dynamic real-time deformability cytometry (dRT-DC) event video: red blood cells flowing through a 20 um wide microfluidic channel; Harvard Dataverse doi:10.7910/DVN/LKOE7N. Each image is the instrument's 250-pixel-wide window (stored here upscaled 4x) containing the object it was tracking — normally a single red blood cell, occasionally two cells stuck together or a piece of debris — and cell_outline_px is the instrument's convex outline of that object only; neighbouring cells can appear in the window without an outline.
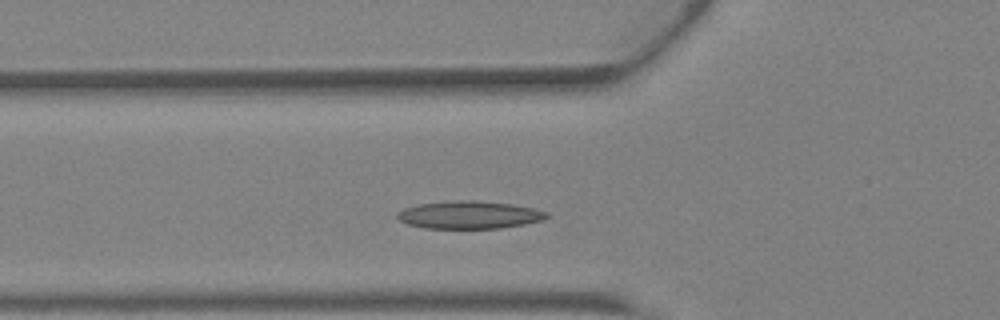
{"species": "Egyptian fruit bat (a non-hibernating species)", "species_latin": "Rousettus aegyptiacus", "temperature_condition": "warm", "stored_images_in_passage": 29, "camera_frame_rate_fps": 3000, "um_per_image_px": 0.085, "animal": {"sex": "female"}, "frame": {"image": 1, "passage_image": 8, "time_ms": 2.333, "image_size_px": [1000, 320], "cell_outline_px": [[552, 216], [544, 220], [524, 224], [500, 228], [424, 228], [408, 224], [400, 220], [396, 216], [396, 212], [404, 208], [416, 204], [452, 200], [472, 200], [512, 204], [532, 208], [548, 212]], "centroid_in_image_um": [39.89, 18.26], "position_along_channel_um": 85.9, "area_um2": 24.28}}
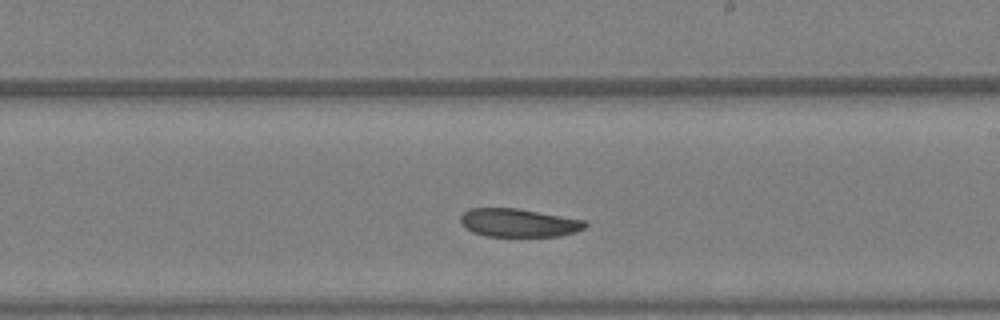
{"frame": {"image": 2, "passage_image": 18, "time_ms": 5.667, "image_size_px": [1000, 320], "cell_outline_px": [[588, 224], [584, 228], [576, 232], [560, 236], [484, 236], [472, 232], [464, 228], [460, 220], [460, 216], [468, 208], [516, 208], [588, 220]], "centroid_in_image_um": [44.09, 18.93], "position_along_channel_um": 244.9, "area_um2": 20.81}}
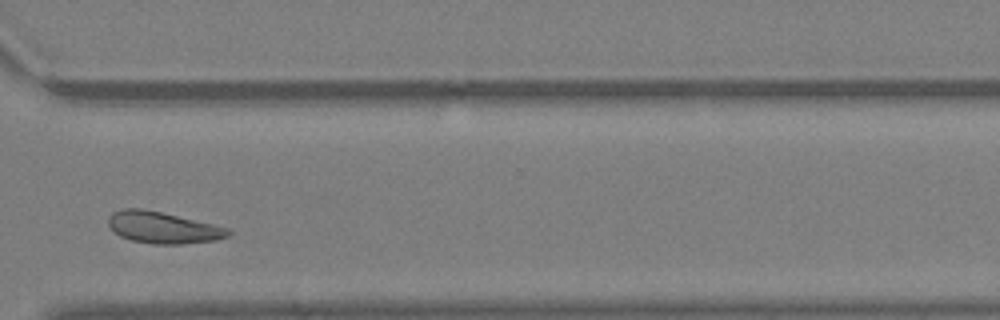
{"frame": {"image": 3, "passage_image": 25, "time_ms": 8.0, "image_size_px": [1000, 320], "cell_outline_px": [[232, 232], [228, 236], [216, 240], [180, 244], [152, 244], [132, 240], [120, 236], [108, 224], [108, 216], [112, 212], [124, 208], [140, 208], [160, 212], [212, 224], [228, 228]], "centroid_in_image_um": [13.83, 19.34], "position_along_channel_um": 356.8, "area_um2": 21.79}, "authors_computed_cell_mechanics": {"area_um2": 21.9062, "velocity_mm_per_s": 4.7728, "shape_relaxation_time_tau1_ms": 6.9168, "shape_relaxation_time_tau2_ms": null, "deformation_change_tau1": 0.177, "deformation_change_tau2": null}}